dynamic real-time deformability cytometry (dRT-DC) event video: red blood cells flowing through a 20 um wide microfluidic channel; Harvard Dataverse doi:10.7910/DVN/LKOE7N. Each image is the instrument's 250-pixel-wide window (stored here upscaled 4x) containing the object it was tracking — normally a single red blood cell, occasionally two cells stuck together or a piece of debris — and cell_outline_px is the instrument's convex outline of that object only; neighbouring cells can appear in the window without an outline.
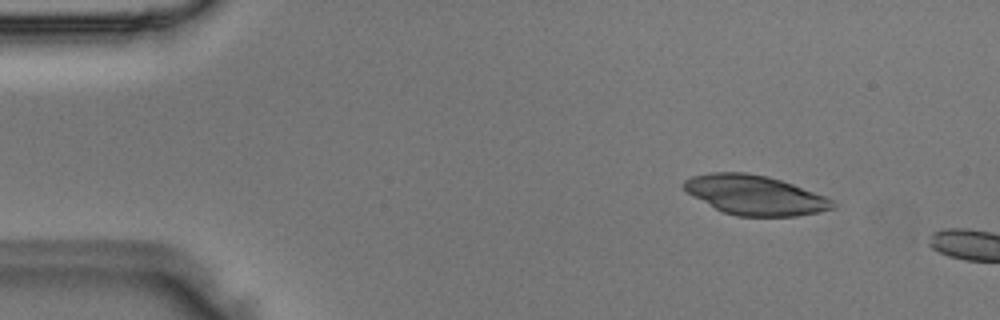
{"species": "Egyptian fruit bat (a non-hibernating species)", "species_latin": "Rousettus aegyptiacus", "temperature_condition": "room temperature", "stored_images_in_passage": 2, "camera_frame_rate_fps": 3000, "um_per_image_px": 0.085, "animal": {"sex": "male"}, "frame": {"image": 1, "passage_image": 1, "time_ms": 0.0, "image_size_px": [1000, 320], "cell_outline_px": [[836, 208], [796, 216], [736, 216], [724, 212], [692, 196], [684, 188], [684, 180], [692, 176], [712, 172], [744, 172], [768, 176], [792, 184], [824, 196], [832, 200], [836, 204]], "centroid_in_image_um": [64.16, 16.58], "position_along_channel_um": 20.8, "area_um2": 33.93}}